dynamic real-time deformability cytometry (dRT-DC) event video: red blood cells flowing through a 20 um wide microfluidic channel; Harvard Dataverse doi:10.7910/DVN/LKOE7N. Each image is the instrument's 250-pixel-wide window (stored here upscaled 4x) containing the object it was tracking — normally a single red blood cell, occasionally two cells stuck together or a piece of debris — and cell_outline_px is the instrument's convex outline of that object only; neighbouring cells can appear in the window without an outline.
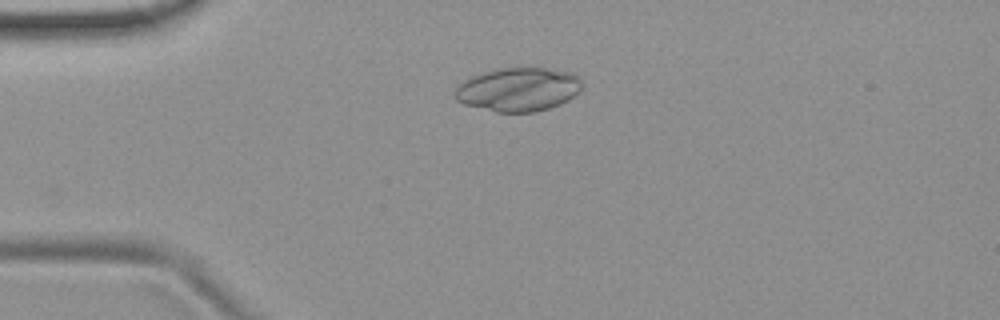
{"species": "common noctule bat (a hibernating species)", "species_latin": "Nyctalus noctula", "temperature_condition": "room temperature", "stored_images_in_passage": 44, "camera_frame_rate_fps": 3000, "um_per_image_px": 0.085, "animal": {"sex": "female", "body_mass_g": 19.9}, "frame": {"image": 1, "passage_image": 4, "time_ms": 1.0, "image_size_px": [1000, 320], "cell_outline_px": [[580, 88], [568, 100], [560, 104], [548, 108], [532, 112], [496, 112], [464, 104], [456, 100], [456, 88], [464, 80], [472, 76], [484, 72], [500, 68], [544, 68], [572, 72], [580, 76]], "centroid_in_image_um": [44.05, 7.6], "position_along_channel_um": 41.0, "area_um2": 32.02}}
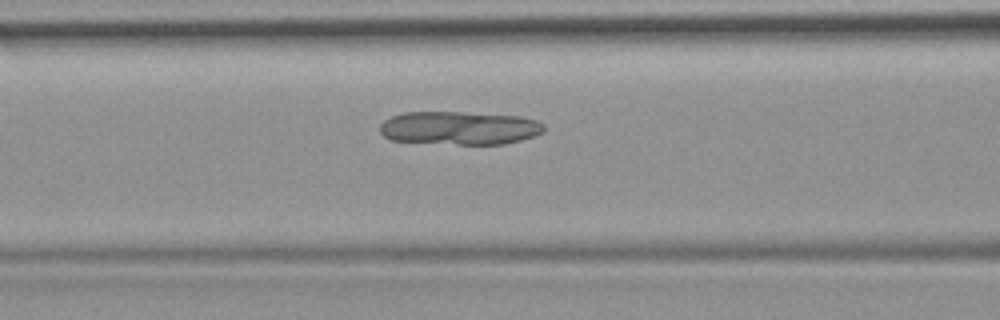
{"frame": {"image": 2, "passage_image": 13, "time_ms": 4.0, "image_size_px": [1000, 320], "cell_outline_px": [[544, 132], [520, 140], [504, 144], [456, 144], [388, 140], [380, 132], [380, 124], [384, 120], [392, 116], [404, 112], [460, 112], [520, 116], [536, 120], [544, 124]], "centroid_in_image_um": [39.03, 10.88], "position_along_channel_um": 127.6, "area_um2": 31.91}}
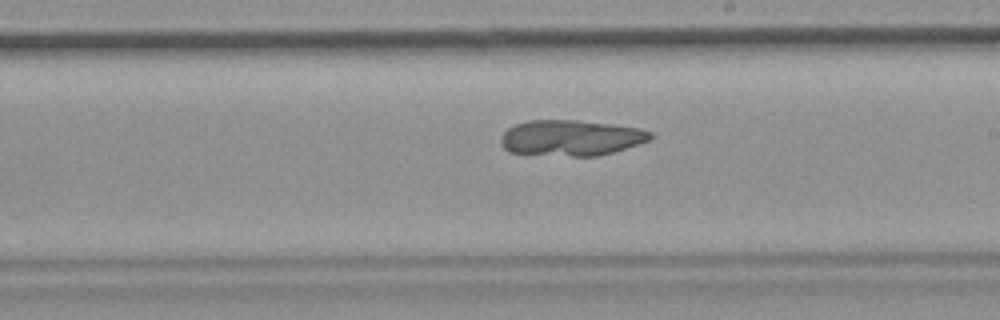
{"frame": {"image": 3, "passage_image": 22, "time_ms": 7.0, "image_size_px": [1000, 320], "cell_outline_px": [[652, 136], [648, 140], [612, 152], [596, 156], [572, 156], [508, 152], [500, 144], [500, 140], [504, 132], [508, 128], [516, 124], [528, 120], [580, 120], [640, 128], [652, 132]], "centroid_in_image_um": [48.49, 11.71], "position_along_channel_um": 240.5, "area_um2": 30.92}}